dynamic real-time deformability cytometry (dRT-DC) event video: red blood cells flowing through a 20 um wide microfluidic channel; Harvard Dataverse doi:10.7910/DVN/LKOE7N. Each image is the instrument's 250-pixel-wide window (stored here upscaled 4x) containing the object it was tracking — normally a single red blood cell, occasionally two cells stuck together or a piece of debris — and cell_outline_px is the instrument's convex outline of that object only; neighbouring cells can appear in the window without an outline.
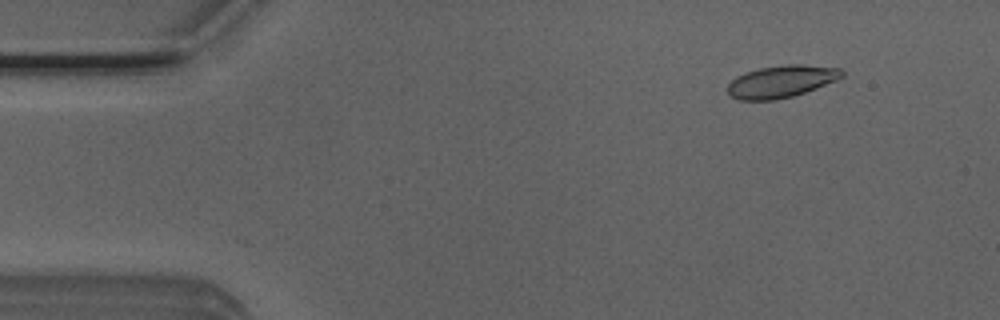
{"species": "Egyptian fruit bat (a non-hibernating species)", "species_latin": "Rousettus aegyptiacus", "temperature_condition": "room temperature", "stored_images_in_passage": 6, "camera_frame_rate_fps": 3000, "um_per_image_px": 0.085, "animal": {"sex": "male"}, "frame": {"image": 1, "passage_image": 2, "time_ms": 0.333, "image_size_px": [1000, 320], "cell_outline_px": [[844, 76], [836, 80], [816, 88], [792, 96], [776, 100], [740, 100], [732, 96], [728, 92], [728, 84], [736, 76], [760, 68], [784, 64], [804, 64], [840, 68], [844, 72]], "centroid_in_image_um": [66.43, 6.91], "position_along_channel_um": 18.6, "area_um2": 21.33}}
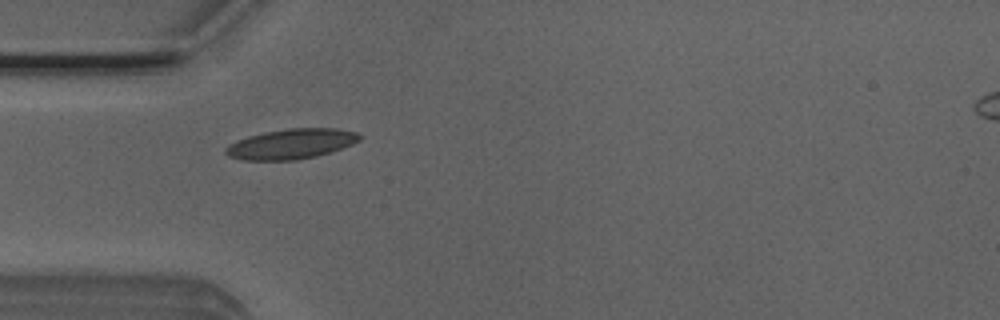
{"frame": {"image": 2, "passage_image": 5, "time_ms": 1.333, "image_size_px": [1000, 320], "cell_outline_px": [[364, 136], [360, 140], [352, 144], [316, 156], [292, 160], [244, 160], [228, 156], [224, 152], [224, 148], [236, 140], [248, 136], [264, 132], [288, 128], [336, 128], [356, 132]], "centroid_in_image_um": [24.74, 12.22], "position_along_channel_um": 60.3, "area_um2": 23.41}}